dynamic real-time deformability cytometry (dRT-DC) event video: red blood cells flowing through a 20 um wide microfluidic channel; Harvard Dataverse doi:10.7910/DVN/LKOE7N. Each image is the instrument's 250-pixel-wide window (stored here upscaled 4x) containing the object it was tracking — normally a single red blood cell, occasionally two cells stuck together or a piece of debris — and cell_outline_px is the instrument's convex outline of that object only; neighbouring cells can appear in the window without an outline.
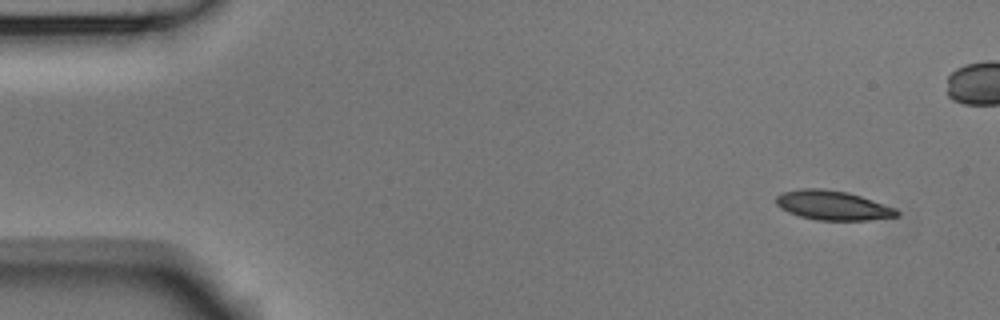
{"species": "Egyptian fruit bat (a non-hibernating species)", "species_latin": "Rousettus aegyptiacus", "temperature_condition": "room temperature", "stored_images_in_passage": 7, "segment_of_instrument_passage": [1, 2], "camera_frame_rate_fps": 3000, "um_per_image_px": 0.085, "animal": {"sex": "male"}, "frame": {"image": 1, "passage_image": 1, "time_ms": 0.0, "image_size_px": [1000, 320], "cell_outline_px": [[900, 216], [868, 220], [816, 220], [800, 216], [788, 212], [780, 208], [776, 204], [776, 196], [780, 192], [800, 188], [824, 188], [848, 192], [896, 208], [900, 212]], "centroid_in_image_um": [70.76, 17.45], "position_along_channel_um": 14.2, "area_um2": 20.87}}
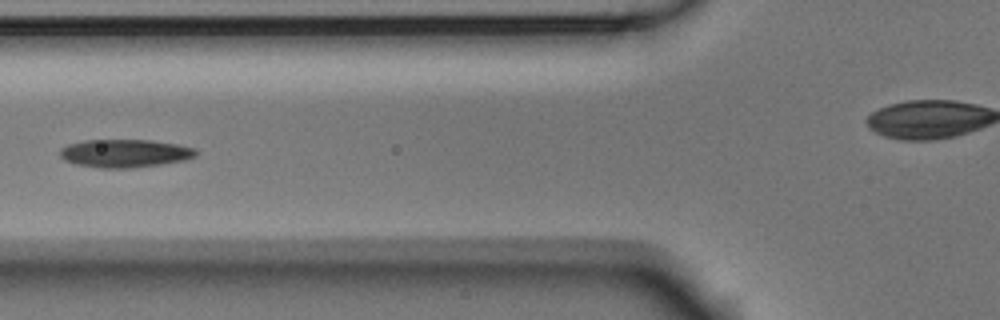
{"frame": {"image": 2, "passage_image": 6, "time_ms": 1.667, "image_size_px": [1000, 320], "cell_outline_px": [[200, 152], [196, 156], [184, 160], [160, 164], [132, 168], [100, 168], [76, 164], [64, 160], [60, 156], [60, 148], [68, 144], [84, 140], [152, 140], [176, 144], [196, 148]], "centroid_in_image_um": [10.62, 13.03], "position_along_channel_um": 115.2, "area_um2": 22.37}}